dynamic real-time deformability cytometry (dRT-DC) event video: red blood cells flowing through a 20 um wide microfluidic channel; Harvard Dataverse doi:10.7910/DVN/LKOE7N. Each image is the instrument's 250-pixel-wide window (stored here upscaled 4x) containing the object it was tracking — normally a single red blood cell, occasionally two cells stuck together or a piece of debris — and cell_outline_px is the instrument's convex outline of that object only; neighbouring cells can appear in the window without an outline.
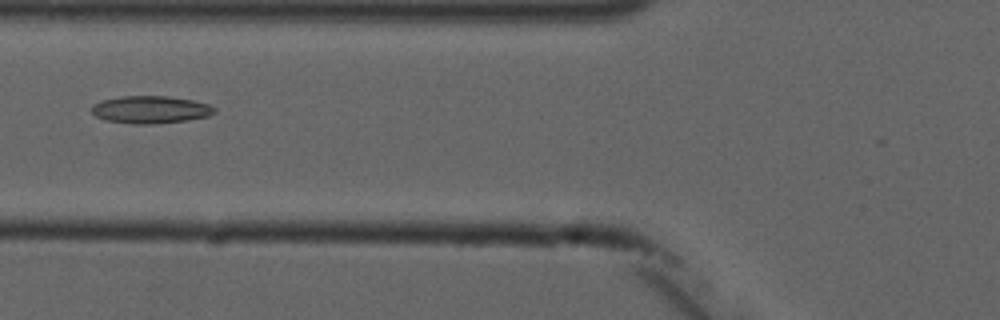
{"species": "common noctule bat (a hibernating species)", "species_latin": "Nyctalus noctula", "temperature_condition": "cold", "stored_images_in_passage": 5, "camera_frame_rate_fps": 3000, "um_per_image_px": 0.085, "animal": {"sex": "male", "forearm_length_mm": 52.5}, "frame": {"image": 1, "passage_image": 5, "time_ms": 4.667, "image_size_px": [1000, 320], "cell_outline_px": [[216, 112], [208, 116], [184, 120], [152, 124], [136, 124], [108, 120], [96, 116], [92, 112], [92, 104], [100, 100], [120, 96], [168, 96], [192, 100], [208, 104], [216, 108]], "centroid_in_image_um": [12.78, 9.3], "position_along_channel_um": 113.0, "area_um2": 19.54}}